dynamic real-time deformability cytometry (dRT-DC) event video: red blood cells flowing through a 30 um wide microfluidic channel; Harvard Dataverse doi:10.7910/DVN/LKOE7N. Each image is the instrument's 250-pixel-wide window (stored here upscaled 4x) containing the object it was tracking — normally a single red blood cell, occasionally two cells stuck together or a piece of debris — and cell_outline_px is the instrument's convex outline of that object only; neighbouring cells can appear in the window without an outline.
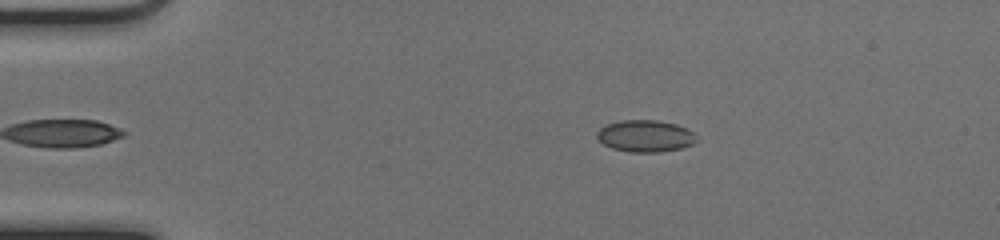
{"species": "common noctule bat (a hibernating species)", "species_latin": "Nyctalus noctula", "temperature_condition": "cold", "stored_images_in_passage": 38, "camera_frame_rate_fps": 3000, "um_per_image_px": 0.085, "animal": {"sex": "female", "body_mass_g": 17.0, "forearm_length_mm": 48.0}, "frame": {"image": 1, "passage_image": 3, "time_ms": 0.667, "image_size_px": [1000, 240], "cell_outline_px": [[696, 140], [692, 144], [680, 148], [660, 152], [628, 152], [612, 148], [604, 144], [596, 136], [596, 132], [604, 124], [620, 120], [656, 120], [676, 124], [688, 128], [692, 132]], "centroid_in_image_um": [54.81, 11.55], "position_along_channel_um": 30.2, "area_um2": 18.5}}
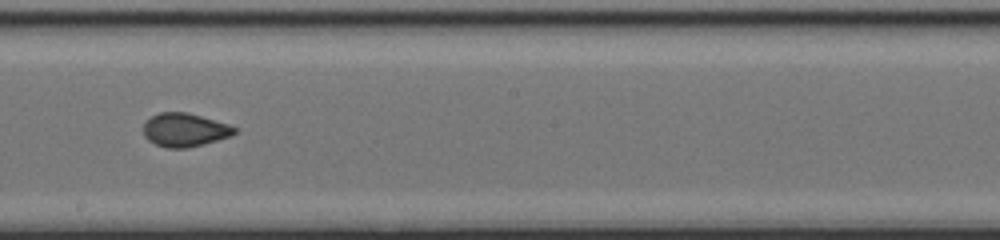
{"frame": {"image": 2, "passage_image": 23, "time_ms": 7.333, "image_size_px": [1000, 240], "cell_outline_px": [[236, 132], [228, 136], [216, 140], [188, 148], [168, 148], [156, 144], [148, 140], [144, 136], [144, 124], [152, 116], [160, 112], [188, 112], [228, 124], [236, 128]], "centroid_in_image_um": [15.68, 11.04], "position_along_channel_um": 232.5, "area_um2": 17.51}}
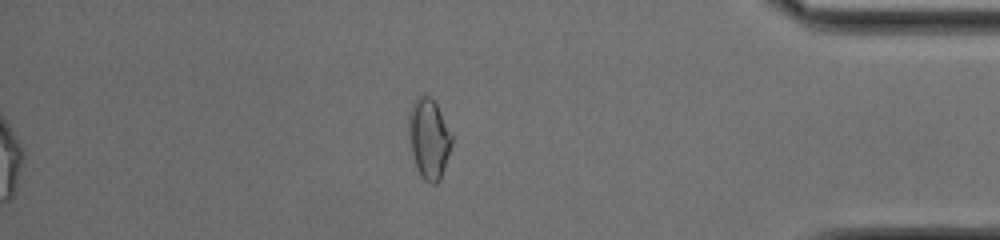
{"frame": {"image": 3, "passage_image": 38, "time_ms": 12.333, "image_size_px": [1000, 240], "cell_outline_px": [[452, 144], [440, 180], [436, 184], [432, 184], [424, 180], [416, 164], [412, 152], [408, 132], [408, 116], [412, 104], [424, 92], [436, 104], [452, 136]], "centroid_in_image_um": [36.45, 11.77], "position_along_channel_um": 398.7, "area_um2": 19.71}, "authors_computed_cell_mechanics": {"area_um2": 18.0047, "velocity_mm_per_s": 3.9809, "shape_relaxation_time_tau1_ms": null, "shape_relaxation_time_tau2_ms": 0.8703, "deformation_change_tau1": null, "deformation_change_tau2": 0.0369}}